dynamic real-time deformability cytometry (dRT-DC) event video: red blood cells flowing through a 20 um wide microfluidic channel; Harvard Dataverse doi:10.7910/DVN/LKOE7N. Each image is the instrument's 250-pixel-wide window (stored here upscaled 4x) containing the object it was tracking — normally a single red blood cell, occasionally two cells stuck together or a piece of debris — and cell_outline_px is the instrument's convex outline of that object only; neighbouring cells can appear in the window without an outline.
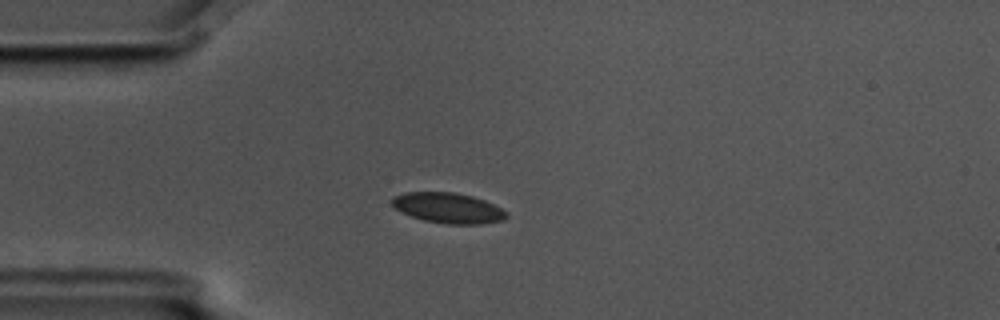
{"species": "common noctule bat (a hibernating species)", "species_latin": "Nyctalus noctula", "temperature_condition": "cold", "stored_images_in_passage": 9, "camera_frame_rate_fps": 3000, "um_per_image_px": 0.085, "animal": {"sex": "male", "body_mass_g": 17.5, "forearm_length_mm": 52.3}, "frame": {"image": 1, "passage_image": 3, "time_ms": 0.667, "image_size_px": [1000, 320], "cell_outline_px": [[508, 216], [504, 220], [480, 224], [448, 224], [424, 220], [400, 212], [392, 204], [392, 196], [404, 192], [452, 192], [472, 196], [484, 200], [508, 212]], "centroid_in_image_um": [38.08, 17.67], "position_along_channel_um": 46.9, "area_um2": 20.23}}
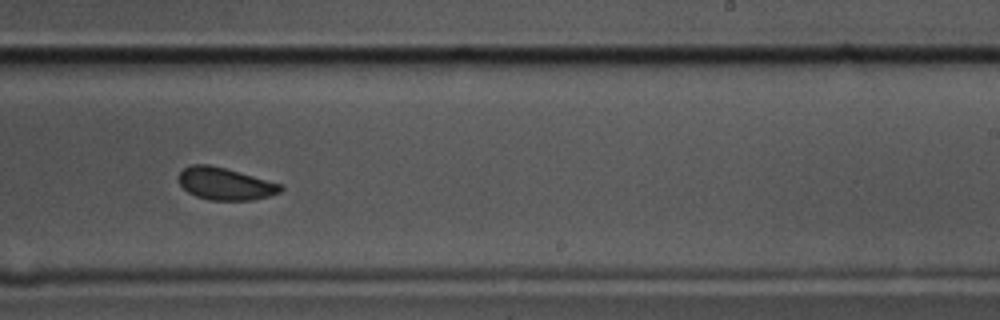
{"frame": {"image": 2, "passage_image": 9, "time_ms": 2.667, "image_size_px": [1000, 320], "cell_outline_px": [[284, 188], [280, 192], [268, 196], [252, 200], [208, 200], [196, 196], [188, 192], [180, 184], [180, 172], [184, 168], [192, 164], [208, 164], [224, 168], [284, 184]], "centroid_in_image_um": [19.17, 15.62], "position_along_channel_um": 269.8, "area_um2": 19.07}}